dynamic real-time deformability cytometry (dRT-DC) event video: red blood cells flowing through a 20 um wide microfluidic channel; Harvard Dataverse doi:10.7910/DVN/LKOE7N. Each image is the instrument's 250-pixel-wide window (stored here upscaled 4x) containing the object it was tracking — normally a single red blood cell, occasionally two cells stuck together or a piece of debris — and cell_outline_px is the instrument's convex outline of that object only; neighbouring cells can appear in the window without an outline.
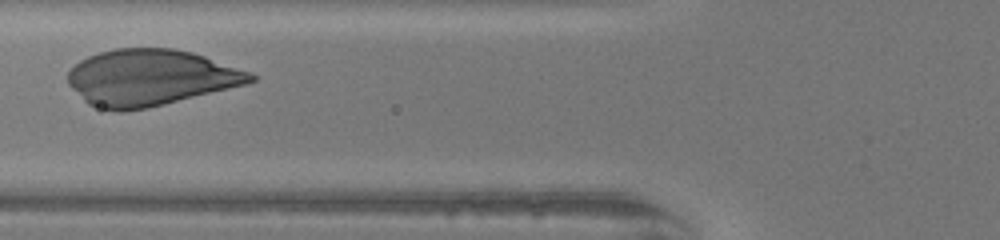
{"species": "human", "species_latin": "Homo sapiens", "temperature_condition": "warm", "stored_images_in_passage": 27, "camera_frame_rate_fps": 3000, "um_per_image_px": 0.085, "donor": {"sex": "female"}, "frame": {"image": 1, "passage_image": 8, "time_ms": 2.333, "image_size_px": [1000, 240], "cell_outline_px": [[256, 80], [244, 84], [148, 108], [124, 112], [116, 112], [100, 108], [88, 104], [68, 84], [68, 72], [80, 60], [88, 56], [100, 52], [116, 48], [172, 48], [192, 52], [252, 72], [256, 76]], "centroid_in_image_um": [12.75, 6.6], "position_along_channel_um": 113.0, "area_um2": 59.53}}
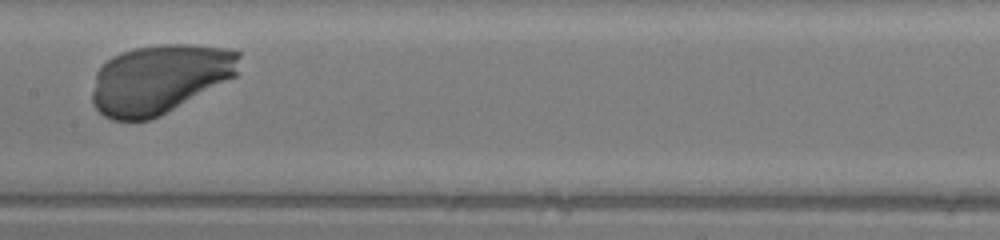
{"frame": {"image": 2, "passage_image": 14, "time_ms": 4.333, "image_size_px": [1000, 240], "cell_outline_px": [[240, 56], [236, 76], [148, 120], [112, 120], [104, 116], [92, 104], [92, 92], [96, 72], [112, 56], [120, 52], [132, 48], [160, 44], [192, 44], [232, 48], [240, 52]], "centroid_in_image_um": [13.56, 6.67], "position_along_channel_um": 193.8, "area_um2": 58.9}}
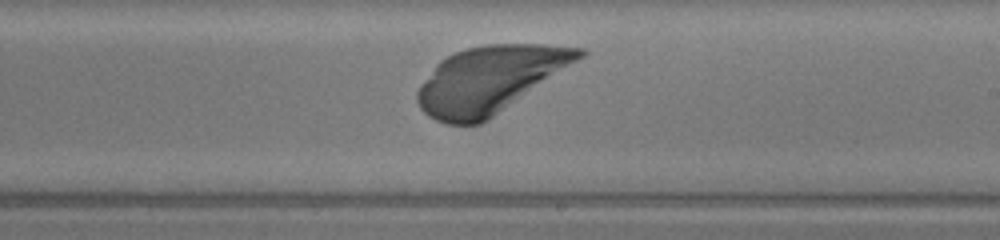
{"frame": {"image": 3, "passage_image": 18, "time_ms": 5.667, "image_size_px": [1000, 240], "cell_outline_px": [[588, 52], [584, 56], [488, 120], [480, 124], [448, 124], [436, 120], [428, 116], [420, 108], [416, 100], [416, 92], [420, 84], [436, 64], [440, 60], [456, 52], [468, 48], [488, 44], [544, 44], [584, 48]], "centroid_in_image_um": [41.6, 6.76], "position_along_channel_um": 247.4, "area_um2": 62.31}}